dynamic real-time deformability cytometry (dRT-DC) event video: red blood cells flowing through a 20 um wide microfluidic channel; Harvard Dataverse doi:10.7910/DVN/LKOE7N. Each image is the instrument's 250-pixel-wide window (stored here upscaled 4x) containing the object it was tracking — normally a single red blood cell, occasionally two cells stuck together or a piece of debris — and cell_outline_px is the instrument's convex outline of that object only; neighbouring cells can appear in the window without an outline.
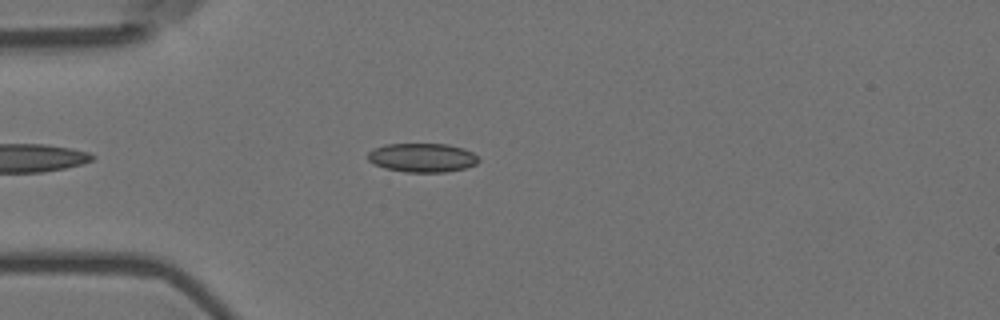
{"species": "Egyptian fruit bat (a non-hibernating species)", "species_latin": "Rousettus aegyptiacus", "temperature_condition": "room temperature", "stored_images_in_passage": 24, "camera_frame_rate_fps": 3000, "um_per_image_px": 0.085, "animal": {"sex": "female"}, "frame": {"image": 1, "passage_image": 4, "time_ms": 1.0, "image_size_px": [1000, 320], "cell_outline_px": [[480, 160], [476, 164], [464, 168], [444, 172], [404, 172], [384, 168], [372, 164], [368, 160], [368, 152], [372, 148], [384, 144], [448, 144], [464, 148], [472, 152]], "centroid_in_image_um": [35.85, 13.4], "position_along_channel_um": 49.1, "area_um2": 18.84}}
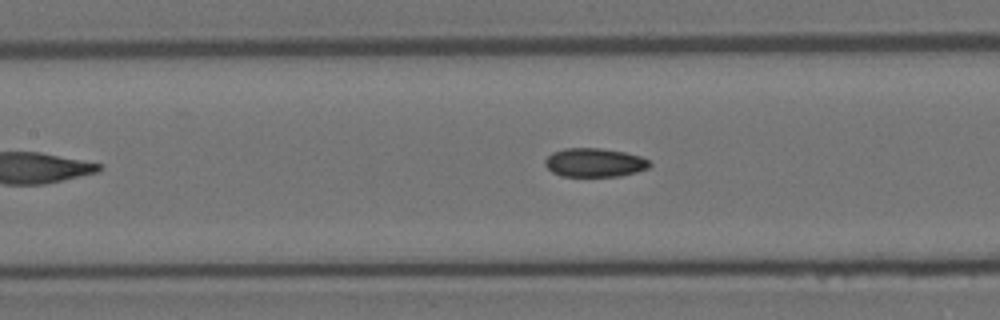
{"frame": {"image": 2, "passage_image": 14, "time_ms": 4.333, "image_size_px": [1000, 320], "cell_outline_px": [[652, 164], [648, 168], [636, 172], [620, 176], [560, 176], [552, 172], [544, 164], [544, 160], [552, 152], [564, 148], [600, 148], [624, 152], [640, 156], [648, 160]], "centroid_in_image_um": [50.52, 13.82], "position_along_channel_um": 156.9, "area_um2": 17.57}}
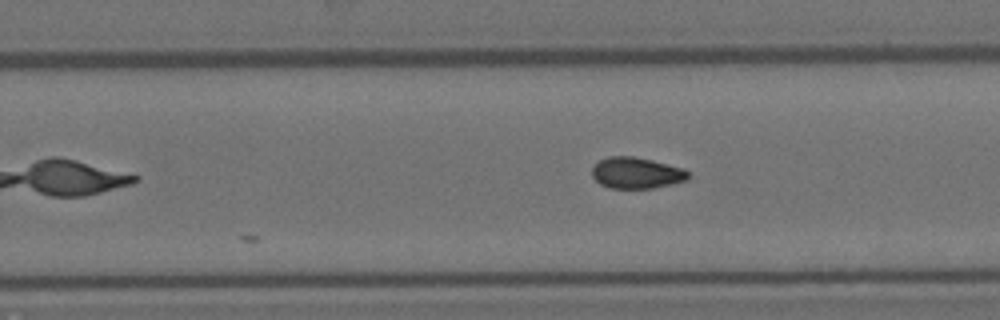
{"frame": {"image": 3, "passage_image": 24, "time_ms": 7.667, "image_size_px": [1000, 320], "cell_outline_px": [[688, 176], [684, 180], [672, 184], [652, 188], [608, 188], [600, 184], [592, 176], [592, 168], [600, 160], [608, 156], [632, 156], [652, 160], [684, 168], [688, 172]], "centroid_in_image_um": [54.07, 14.69], "position_along_channel_um": 275.7, "area_um2": 17.4}}